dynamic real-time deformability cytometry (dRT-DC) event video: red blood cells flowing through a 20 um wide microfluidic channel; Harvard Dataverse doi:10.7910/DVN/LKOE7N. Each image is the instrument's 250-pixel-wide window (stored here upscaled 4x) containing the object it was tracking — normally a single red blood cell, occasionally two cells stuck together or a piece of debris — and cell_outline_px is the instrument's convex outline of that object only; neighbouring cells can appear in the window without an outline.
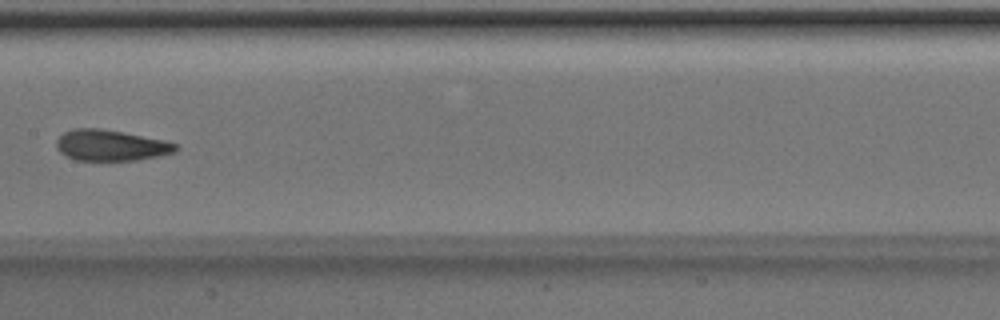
{"species": "Egyptian fruit bat (a non-hibernating species)", "species_latin": "Rousettus aegyptiacus", "temperature_condition": "room temperature", "stored_images_in_passage": 5, "camera_frame_rate_fps": 3000, "um_per_image_px": 0.085, "animal": {"sex": "male"}, "frame": {"image": 1, "passage_image": 5, "time_ms": 1.333, "image_size_px": [1000, 320], "cell_outline_px": [[180, 148], [176, 152], [136, 160], [76, 160], [64, 156], [56, 148], [56, 140], [64, 132], [72, 128], [100, 128], [164, 140], [176, 144]], "centroid_in_image_um": [9.38, 12.35], "position_along_channel_um": 198.0, "area_um2": 21.5}}